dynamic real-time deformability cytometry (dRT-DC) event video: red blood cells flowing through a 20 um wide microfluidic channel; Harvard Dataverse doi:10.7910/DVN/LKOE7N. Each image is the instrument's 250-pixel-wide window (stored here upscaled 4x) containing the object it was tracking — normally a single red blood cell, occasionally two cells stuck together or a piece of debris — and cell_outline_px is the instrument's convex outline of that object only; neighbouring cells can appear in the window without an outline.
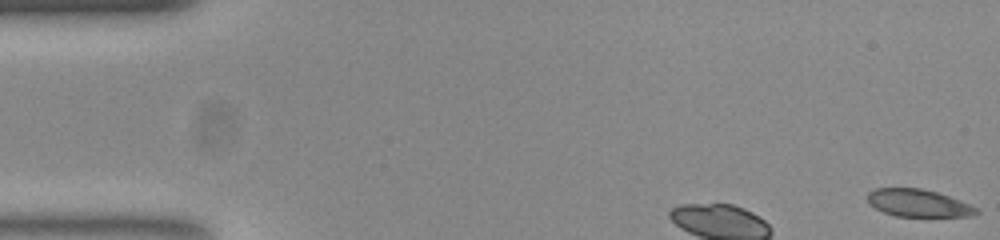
{"species": "common noctule bat (a hibernating species)", "species_latin": "Nyctalus noctula", "temperature_condition": "room temperature", "stored_images_in_passage": 5, "camera_frame_rate_fps": 3000, "um_per_image_px": 0.085, "animal": {"sex": "female", "body_mass_g": 23.0, "forearm_length_mm": 53.4}, "frame": {"image": 1, "passage_image": 1, "time_ms": 0.0, "image_size_px": [1000, 240], "cell_outline_px": [[980, 212], [972, 216], [896, 216], [884, 212], [868, 204], [868, 192], [876, 188], [920, 188], [936, 192], [948, 196], [968, 204], [976, 208]], "centroid_in_image_um": [78.02, 17.26], "position_along_channel_um": 7.0, "area_um2": 17.17}}